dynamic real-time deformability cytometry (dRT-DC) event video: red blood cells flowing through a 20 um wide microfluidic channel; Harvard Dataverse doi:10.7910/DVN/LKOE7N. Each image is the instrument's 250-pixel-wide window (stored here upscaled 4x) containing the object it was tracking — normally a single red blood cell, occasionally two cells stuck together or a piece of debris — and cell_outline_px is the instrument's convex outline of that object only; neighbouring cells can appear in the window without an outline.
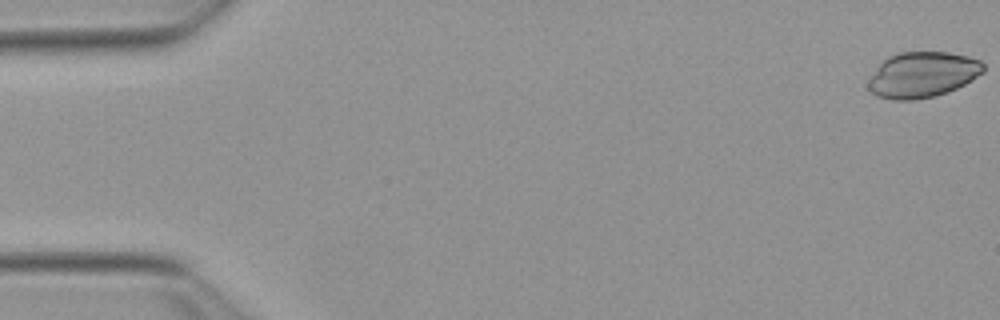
{"species": "Egyptian fruit bat (a non-hibernating species)", "species_latin": "Rousettus aegyptiacus", "temperature_condition": "warm", "stored_images_in_passage": 6, "camera_frame_rate_fps": 3000, "um_per_image_px": 0.085, "animal": {"sex": "female"}, "frame": {"image": 1, "passage_image": 1, "time_ms": 0.0, "image_size_px": [1000, 320], "cell_outline_px": [[984, 72], [972, 80], [948, 92], [936, 96], [916, 100], [892, 100], [876, 96], [868, 88], [868, 76], [888, 56], [900, 52], [948, 52], [968, 56], [980, 60], [984, 64]], "centroid_in_image_um": [78.4, 6.36], "position_along_channel_um": 6.6, "area_um2": 30.92}}